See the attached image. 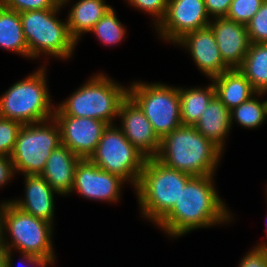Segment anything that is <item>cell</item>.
I'll use <instances>...</instances> for the list:
<instances>
[{
  "mask_svg": "<svg viewBox=\"0 0 267 267\" xmlns=\"http://www.w3.org/2000/svg\"><path fill=\"white\" fill-rule=\"evenodd\" d=\"M104 0H79L68 15V29L77 42L83 32H90L94 25L110 9Z\"/></svg>",
  "mask_w": 267,
  "mask_h": 267,
  "instance_id": "21",
  "label": "cell"
},
{
  "mask_svg": "<svg viewBox=\"0 0 267 267\" xmlns=\"http://www.w3.org/2000/svg\"><path fill=\"white\" fill-rule=\"evenodd\" d=\"M223 62L230 69H238L248 52L250 41L247 25L237 23L226 17H217L209 23Z\"/></svg>",
  "mask_w": 267,
  "mask_h": 267,
  "instance_id": "15",
  "label": "cell"
},
{
  "mask_svg": "<svg viewBox=\"0 0 267 267\" xmlns=\"http://www.w3.org/2000/svg\"><path fill=\"white\" fill-rule=\"evenodd\" d=\"M115 14L111 7L91 30L100 41L108 45L120 42L125 34V28Z\"/></svg>",
  "mask_w": 267,
  "mask_h": 267,
  "instance_id": "26",
  "label": "cell"
},
{
  "mask_svg": "<svg viewBox=\"0 0 267 267\" xmlns=\"http://www.w3.org/2000/svg\"><path fill=\"white\" fill-rule=\"evenodd\" d=\"M0 267H6V249L0 244Z\"/></svg>",
  "mask_w": 267,
  "mask_h": 267,
  "instance_id": "35",
  "label": "cell"
},
{
  "mask_svg": "<svg viewBox=\"0 0 267 267\" xmlns=\"http://www.w3.org/2000/svg\"><path fill=\"white\" fill-rule=\"evenodd\" d=\"M230 116L231 124L235 118L241 126L246 128L258 127L267 116V101L261 103L251 97L249 100L230 110Z\"/></svg>",
  "mask_w": 267,
  "mask_h": 267,
  "instance_id": "25",
  "label": "cell"
},
{
  "mask_svg": "<svg viewBox=\"0 0 267 267\" xmlns=\"http://www.w3.org/2000/svg\"><path fill=\"white\" fill-rule=\"evenodd\" d=\"M118 116L127 140L146 158H154L160 148V139L140 107L128 96L120 105Z\"/></svg>",
  "mask_w": 267,
  "mask_h": 267,
  "instance_id": "14",
  "label": "cell"
},
{
  "mask_svg": "<svg viewBox=\"0 0 267 267\" xmlns=\"http://www.w3.org/2000/svg\"><path fill=\"white\" fill-rule=\"evenodd\" d=\"M221 152L194 126L181 125L160 140L154 158L171 169L203 176L213 175Z\"/></svg>",
  "mask_w": 267,
  "mask_h": 267,
  "instance_id": "2",
  "label": "cell"
},
{
  "mask_svg": "<svg viewBox=\"0 0 267 267\" xmlns=\"http://www.w3.org/2000/svg\"><path fill=\"white\" fill-rule=\"evenodd\" d=\"M80 159L68 147L61 144L51 152L41 176L58 194L73 192L75 168Z\"/></svg>",
  "mask_w": 267,
  "mask_h": 267,
  "instance_id": "17",
  "label": "cell"
},
{
  "mask_svg": "<svg viewBox=\"0 0 267 267\" xmlns=\"http://www.w3.org/2000/svg\"><path fill=\"white\" fill-rule=\"evenodd\" d=\"M133 6L157 17V24L164 18L168 0H128Z\"/></svg>",
  "mask_w": 267,
  "mask_h": 267,
  "instance_id": "31",
  "label": "cell"
},
{
  "mask_svg": "<svg viewBox=\"0 0 267 267\" xmlns=\"http://www.w3.org/2000/svg\"><path fill=\"white\" fill-rule=\"evenodd\" d=\"M265 0H232L226 18L247 25Z\"/></svg>",
  "mask_w": 267,
  "mask_h": 267,
  "instance_id": "28",
  "label": "cell"
},
{
  "mask_svg": "<svg viewBox=\"0 0 267 267\" xmlns=\"http://www.w3.org/2000/svg\"><path fill=\"white\" fill-rule=\"evenodd\" d=\"M0 244L10 250H20L24 259L38 267H47L54 262L51 223L28 214L11 202L0 205ZM6 227V229H5ZM9 231L12 245L3 240V231Z\"/></svg>",
  "mask_w": 267,
  "mask_h": 267,
  "instance_id": "3",
  "label": "cell"
},
{
  "mask_svg": "<svg viewBox=\"0 0 267 267\" xmlns=\"http://www.w3.org/2000/svg\"><path fill=\"white\" fill-rule=\"evenodd\" d=\"M212 177L192 176L174 207L157 223L158 226L177 237L196 228L229 221V213L212 185Z\"/></svg>",
  "mask_w": 267,
  "mask_h": 267,
  "instance_id": "1",
  "label": "cell"
},
{
  "mask_svg": "<svg viewBox=\"0 0 267 267\" xmlns=\"http://www.w3.org/2000/svg\"><path fill=\"white\" fill-rule=\"evenodd\" d=\"M128 96L140 107L161 140L182 125L178 88L159 83H134Z\"/></svg>",
  "mask_w": 267,
  "mask_h": 267,
  "instance_id": "9",
  "label": "cell"
},
{
  "mask_svg": "<svg viewBox=\"0 0 267 267\" xmlns=\"http://www.w3.org/2000/svg\"><path fill=\"white\" fill-rule=\"evenodd\" d=\"M61 131V144L81 159H87L96 149L108 124L102 120L71 115H54Z\"/></svg>",
  "mask_w": 267,
  "mask_h": 267,
  "instance_id": "12",
  "label": "cell"
},
{
  "mask_svg": "<svg viewBox=\"0 0 267 267\" xmlns=\"http://www.w3.org/2000/svg\"><path fill=\"white\" fill-rule=\"evenodd\" d=\"M65 2H68V0H61V4L63 5Z\"/></svg>",
  "mask_w": 267,
  "mask_h": 267,
  "instance_id": "37",
  "label": "cell"
},
{
  "mask_svg": "<svg viewBox=\"0 0 267 267\" xmlns=\"http://www.w3.org/2000/svg\"><path fill=\"white\" fill-rule=\"evenodd\" d=\"M176 43L189 47L198 68L211 79L230 70L223 62L215 35L209 26L186 33Z\"/></svg>",
  "mask_w": 267,
  "mask_h": 267,
  "instance_id": "16",
  "label": "cell"
},
{
  "mask_svg": "<svg viewBox=\"0 0 267 267\" xmlns=\"http://www.w3.org/2000/svg\"><path fill=\"white\" fill-rule=\"evenodd\" d=\"M23 124L0 116V157L11 155Z\"/></svg>",
  "mask_w": 267,
  "mask_h": 267,
  "instance_id": "27",
  "label": "cell"
},
{
  "mask_svg": "<svg viewBox=\"0 0 267 267\" xmlns=\"http://www.w3.org/2000/svg\"><path fill=\"white\" fill-rule=\"evenodd\" d=\"M127 97L128 88L97 75L54 109V115L88 117L112 125V118L118 116L120 105Z\"/></svg>",
  "mask_w": 267,
  "mask_h": 267,
  "instance_id": "5",
  "label": "cell"
},
{
  "mask_svg": "<svg viewBox=\"0 0 267 267\" xmlns=\"http://www.w3.org/2000/svg\"><path fill=\"white\" fill-rule=\"evenodd\" d=\"M0 3L6 8L21 13L32 10L54 9L61 3V0H0Z\"/></svg>",
  "mask_w": 267,
  "mask_h": 267,
  "instance_id": "30",
  "label": "cell"
},
{
  "mask_svg": "<svg viewBox=\"0 0 267 267\" xmlns=\"http://www.w3.org/2000/svg\"><path fill=\"white\" fill-rule=\"evenodd\" d=\"M238 69L258 93L267 92V43H250Z\"/></svg>",
  "mask_w": 267,
  "mask_h": 267,
  "instance_id": "23",
  "label": "cell"
},
{
  "mask_svg": "<svg viewBox=\"0 0 267 267\" xmlns=\"http://www.w3.org/2000/svg\"><path fill=\"white\" fill-rule=\"evenodd\" d=\"M26 199L11 201L22 211L52 224L54 195L57 193L41 175H24Z\"/></svg>",
  "mask_w": 267,
  "mask_h": 267,
  "instance_id": "18",
  "label": "cell"
},
{
  "mask_svg": "<svg viewBox=\"0 0 267 267\" xmlns=\"http://www.w3.org/2000/svg\"><path fill=\"white\" fill-rule=\"evenodd\" d=\"M13 161L8 157H0V186L5 183L13 176L14 172Z\"/></svg>",
  "mask_w": 267,
  "mask_h": 267,
  "instance_id": "34",
  "label": "cell"
},
{
  "mask_svg": "<svg viewBox=\"0 0 267 267\" xmlns=\"http://www.w3.org/2000/svg\"><path fill=\"white\" fill-rule=\"evenodd\" d=\"M204 0H168L166 14L160 21L162 38L177 42L186 33L209 26Z\"/></svg>",
  "mask_w": 267,
  "mask_h": 267,
  "instance_id": "11",
  "label": "cell"
},
{
  "mask_svg": "<svg viewBox=\"0 0 267 267\" xmlns=\"http://www.w3.org/2000/svg\"><path fill=\"white\" fill-rule=\"evenodd\" d=\"M208 15L217 17H226L232 0H204Z\"/></svg>",
  "mask_w": 267,
  "mask_h": 267,
  "instance_id": "33",
  "label": "cell"
},
{
  "mask_svg": "<svg viewBox=\"0 0 267 267\" xmlns=\"http://www.w3.org/2000/svg\"><path fill=\"white\" fill-rule=\"evenodd\" d=\"M239 267H267V244L255 247L242 259Z\"/></svg>",
  "mask_w": 267,
  "mask_h": 267,
  "instance_id": "32",
  "label": "cell"
},
{
  "mask_svg": "<svg viewBox=\"0 0 267 267\" xmlns=\"http://www.w3.org/2000/svg\"><path fill=\"white\" fill-rule=\"evenodd\" d=\"M125 180L109 173L87 159H80L75 168L72 190L82 196L103 201H117Z\"/></svg>",
  "mask_w": 267,
  "mask_h": 267,
  "instance_id": "13",
  "label": "cell"
},
{
  "mask_svg": "<svg viewBox=\"0 0 267 267\" xmlns=\"http://www.w3.org/2000/svg\"><path fill=\"white\" fill-rule=\"evenodd\" d=\"M42 67L28 78L15 83L0 98V116L24 124L54 117ZM53 110V112H52Z\"/></svg>",
  "mask_w": 267,
  "mask_h": 267,
  "instance_id": "6",
  "label": "cell"
},
{
  "mask_svg": "<svg viewBox=\"0 0 267 267\" xmlns=\"http://www.w3.org/2000/svg\"><path fill=\"white\" fill-rule=\"evenodd\" d=\"M250 43H267V0L247 24Z\"/></svg>",
  "mask_w": 267,
  "mask_h": 267,
  "instance_id": "29",
  "label": "cell"
},
{
  "mask_svg": "<svg viewBox=\"0 0 267 267\" xmlns=\"http://www.w3.org/2000/svg\"><path fill=\"white\" fill-rule=\"evenodd\" d=\"M62 7L32 10L20 13L22 29L28 46L29 57L39 53L69 58L77 42L71 37L67 22H61L55 14Z\"/></svg>",
  "mask_w": 267,
  "mask_h": 267,
  "instance_id": "7",
  "label": "cell"
},
{
  "mask_svg": "<svg viewBox=\"0 0 267 267\" xmlns=\"http://www.w3.org/2000/svg\"><path fill=\"white\" fill-rule=\"evenodd\" d=\"M88 159L136 187L147 158L127 140L121 128L108 125Z\"/></svg>",
  "mask_w": 267,
  "mask_h": 267,
  "instance_id": "10",
  "label": "cell"
},
{
  "mask_svg": "<svg viewBox=\"0 0 267 267\" xmlns=\"http://www.w3.org/2000/svg\"><path fill=\"white\" fill-rule=\"evenodd\" d=\"M51 120L53 126L46 121L22 126L10 155L16 171L41 175L51 152L61 145L60 127L54 118Z\"/></svg>",
  "mask_w": 267,
  "mask_h": 267,
  "instance_id": "8",
  "label": "cell"
},
{
  "mask_svg": "<svg viewBox=\"0 0 267 267\" xmlns=\"http://www.w3.org/2000/svg\"><path fill=\"white\" fill-rule=\"evenodd\" d=\"M0 47L28 56L20 13L0 3Z\"/></svg>",
  "mask_w": 267,
  "mask_h": 267,
  "instance_id": "22",
  "label": "cell"
},
{
  "mask_svg": "<svg viewBox=\"0 0 267 267\" xmlns=\"http://www.w3.org/2000/svg\"><path fill=\"white\" fill-rule=\"evenodd\" d=\"M230 117V110L215 94L194 127L222 151L223 139L231 127Z\"/></svg>",
  "mask_w": 267,
  "mask_h": 267,
  "instance_id": "20",
  "label": "cell"
},
{
  "mask_svg": "<svg viewBox=\"0 0 267 267\" xmlns=\"http://www.w3.org/2000/svg\"><path fill=\"white\" fill-rule=\"evenodd\" d=\"M182 125L194 126L215 95L214 84L205 89L178 88Z\"/></svg>",
  "mask_w": 267,
  "mask_h": 267,
  "instance_id": "24",
  "label": "cell"
},
{
  "mask_svg": "<svg viewBox=\"0 0 267 267\" xmlns=\"http://www.w3.org/2000/svg\"><path fill=\"white\" fill-rule=\"evenodd\" d=\"M11 262H12V260H11V251L10 250H6V267H12Z\"/></svg>",
  "mask_w": 267,
  "mask_h": 267,
  "instance_id": "36",
  "label": "cell"
},
{
  "mask_svg": "<svg viewBox=\"0 0 267 267\" xmlns=\"http://www.w3.org/2000/svg\"><path fill=\"white\" fill-rule=\"evenodd\" d=\"M212 79L216 96L229 110L249 100L253 94H263L252 87L239 69H230Z\"/></svg>",
  "mask_w": 267,
  "mask_h": 267,
  "instance_id": "19",
  "label": "cell"
},
{
  "mask_svg": "<svg viewBox=\"0 0 267 267\" xmlns=\"http://www.w3.org/2000/svg\"><path fill=\"white\" fill-rule=\"evenodd\" d=\"M191 177L155 158H147L135 187L143 215L158 223L174 207Z\"/></svg>",
  "mask_w": 267,
  "mask_h": 267,
  "instance_id": "4",
  "label": "cell"
}]
</instances>
